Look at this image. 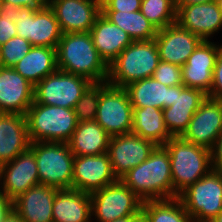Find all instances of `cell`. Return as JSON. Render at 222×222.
<instances>
[{"label": "cell", "instance_id": "obj_32", "mask_svg": "<svg viewBox=\"0 0 222 222\" xmlns=\"http://www.w3.org/2000/svg\"><path fill=\"white\" fill-rule=\"evenodd\" d=\"M107 83V81L92 83L77 101L74 106V113L78 122L95 121L100 99V90Z\"/></svg>", "mask_w": 222, "mask_h": 222}, {"label": "cell", "instance_id": "obj_41", "mask_svg": "<svg viewBox=\"0 0 222 222\" xmlns=\"http://www.w3.org/2000/svg\"><path fill=\"white\" fill-rule=\"evenodd\" d=\"M2 3H11L19 8L30 7L34 9H39L46 4L43 0H2Z\"/></svg>", "mask_w": 222, "mask_h": 222}, {"label": "cell", "instance_id": "obj_4", "mask_svg": "<svg viewBox=\"0 0 222 222\" xmlns=\"http://www.w3.org/2000/svg\"><path fill=\"white\" fill-rule=\"evenodd\" d=\"M160 62L157 44L154 39L133 41L108 66L107 82L116 87L153 77Z\"/></svg>", "mask_w": 222, "mask_h": 222}, {"label": "cell", "instance_id": "obj_10", "mask_svg": "<svg viewBox=\"0 0 222 222\" xmlns=\"http://www.w3.org/2000/svg\"><path fill=\"white\" fill-rule=\"evenodd\" d=\"M17 36L32 46L56 48L62 31L53 9L46 3L39 9L21 7L15 18Z\"/></svg>", "mask_w": 222, "mask_h": 222}, {"label": "cell", "instance_id": "obj_11", "mask_svg": "<svg viewBox=\"0 0 222 222\" xmlns=\"http://www.w3.org/2000/svg\"><path fill=\"white\" fill-rule=\"evenodd\" d=\"M95 121L110 135L130 133L133 125V107L127 91L107 83L100 90Z\"/></svg>", "mask_w": 222, "mask_h": 222}, {"label": "cell", "instance_id": "obj_9", "mask_svg": "<svg viewBox=\"0 0 222 222\" xmlns=\"http://www.w3.org/2000/svg\"><path fill=\"white\" fill-rule=\"evenodd\" d=\"M92 83L83 76L57 69L34 86V101L74 109L77 101Z\"/></svg>", "mask_w": 222, "mask_h": 222}, {"label": "cell", "instance_id": "obj_36", "mask_svg": "<svg viewBox=\"0 0 222 222\" xmlns=\"http://www.w3.org/2000/svg\"><path fill=\"white\" fill-rule=\"evenodd\" d=\"M19 7L11 3H2L0 11V45L17 36L15 18Z\"/></svg>", "mask_w": 222, "mask_h": 222}, {"label": "cell", "instance_id": "obj_17", "mask_svg": "<svg viewBox=\"0 0 222 222\" xmlns=\"http://www.w3.org/2000/svg\"><path fill=\"white\" fill-rule=\"evenodd\" d=\"M222 47L218 43L202 41L187 62L181 67L182 83L185 87L201 90L207 96L211 91L213 71Z\"/></svg>", "mask_w": 222, "mask_h": 222}, {"label": "cell", "instance_id": "obj_2", "mask_svg": "<svg viewBox=\"0 0 222 222\" xmlns=\"http://www.w3.org/2000/svg\"><path fill=\"white\" fill-rule=\"evenodd\" d=\"M120 180L143 202L173 198L170 155L157 145L149 157L133 167Z\"/></svg>", "mask_w": 222, "mask_h": 222}, {"label": "cell", "instance_id": "obj_25", "mask_svg": "<svg viewBox=\"0 0 222 222\" xmlns=\"http://www.w3.org/2000/svg\"><path fill=\"white\" fill-rule=\"evenodd\" d=\"M124 88L133 108L151 106L163 110L170 107L175 99L176 86L168 87L153 77L132 82Z\"/></svg>", "mask_w": 222, "mask_h": 222}, {"label": "cell", "instance_id": "obj_45", "mask_svg": "<svg viewBox=\"0 0 222 222\" xmlns=\"http://www.w3.org/2000/svg\"><path fill=\"white\" fill-rule=\"evenodd\" d=\"M142 219V216H128L123 218H118L109 222H139Z\"/></svg>", "mask_w": 222, "mask_h": 222}, {"label": "cell", "instance_id": "obj_26", "mask_svg": "<svg viewBox=\"0 0 222 222\" xmlns=\"http://www.w3.org/2000/svg\"><path fill=\"white\" fill-rule=\"evenodd\" d=\"M110 135L96 122H78L68 141L74 156L99 155L108 152Z\"/></svg>", "mask_w": 222, "mask_h": 222}, {"label": "cell", "instance_id": "obj_12", "mask_svg": "<svg viewBox=\"0 0 222 222\" xmlns=\"http://www.w3.org/2000/svg\"><path fill=\"white\" fill-rule=\"evenodd\" d=\"M156 146L153 141L141 138L133 132L111 136L107 153L117 179L145 161Z\"/></svg>", "mask_w": 222, "mask_h": 222}, {"label": "cell", "instance_id": "obj_31", "mask_svg": "<svg viewBox=\"0 0 222 222\" xmlns=\"http://www.w3.org/2000/svg\"><path fill=\"white\" fill-rule=\"evenodd\" d=\"M140 11L157 30L172 25L177 20L174 0H142Z\"/></svg>", "mask_w": 222, "mask_h": 222}, {"label": "cell", "instance_id": "obj_19", "mask_svg": "<svg viewBox=\"0 0 222 222\" xmlns=\"http://www.w3.org/2000/svg\"><path fill=\"white\" fill-rule=\"evenodd\" d=\"M176 22L203 41L222 29V7L219 0L183 6L177 11Z\"/></svg>", "mask_w": 222, "mask_h": 222}, {"label": "cell", "instance_id": "obj_22", "mask_svg": "<svg viewBox=\"0 0 222 222\" xmlns=\"http://www.w3.org/2000/svg\"><path fill=\"white\" fill-rule=\"evenodd\" d=\"M29 145L26 115L0 113V165L12 161Z\"/></svg>", "mask_w": 222, "mask_h": 222}, {"label": "cell", "instance_id": "obj_7", "mask_svg": "<svg viewBox=\"0 0 222 222\" xmlns=\"http://www.w3.org/2000/svg\"><path fill=\"white\" fill-rule=\"evenodd\" d=\"M178 198L194 222H212L222 211V172L211 170Z\"/></svg>", "mask_w": 222, "mask_h": 222}, {"label": "cell", "instance_id": "obj_21", "mask_svg": "<svg viewBox=\"0 0 222 222\" xmlns=\"http://www.w3.org/2000/svg\"><path fill=\"white\" fill-rule=\"evenodd\" d=\"M58 189L38 184L11 202L24 222H53L52 207Z\"/></svg>", "mask_w": 222, "mask_h": 222}, {"label": "cell", "instance_id": "obj_30", "mask_svg": "<svg viewBox=\"0 0 222 222\" xmlns=\"http://www.w3.org/2000/svg\"><path fill=\"white\" fill-rule=\"evenodd\" d=\"M141 215L145 222H194L178 197L144 201Z\"/></svg>", "mask_w": 222, "mask_h": 222}, {"label": "cell", "instance_id": "obj_16", "mask_svg": "<svg viewBox=\"0 0 222 222\" xmlns=\"http://www.w3.org/2000/svg\"><path fill=\"white\" fill-rule=\"evenodd\" d=\"M62 33L90 32L102 13L100 0H50Z\"/></svg>", "mask_w": 222, "mask_h": 222}, {"label": "cell", "instance_id": "obj_14", "mask_svg": "<svg viewBox=\"0 0 222 222\" xmlns=\"http://www.w3.org/2000/svg\"><path fill=\"white\" fill-rule=\"evenodd\" d=\"M117 180L108 153L74 157L72 189L92 194Z\"/></svg>", "mask_w": 222, "mask_h": 222}, {"label": "cell", "instance_id": "obj_23", "mask_svg": "<svg viewBox=\"0 0 222 222\" xmlns=\"http://www.w3.org/2000/svg\"><path fill=\"white\" fill-rule=\"evenodd\" d=\"M99 56L109 66L133 40L120 27L108 20L102 13L90 30Z\"/></svg>", "mask_w": 222, "mask_h": 222}, {"label": "cell", "instance_id": "obj_8", "mask_svg": "<svg viewBox=\"0 0 222 222\" xmlns=\"http://www.w3.org/2000/svg\"><path fill=\"white\" fill-rule=\"evenodd\" d=\"M90 196L92 220H97L96 222H109L128 216H142L143 201L120 179L93 192Z\"/></svg>", "mask_w": 222, "mask_h": 222}, {"label": "cell", "instance_id": "obj_28", "mask_svg": "<svg viewBox=\"0 0 222 222\" xmlns=\"http://www.w3.org/2000/svg\"><path fill=\"white\" fill-rule=\"evenodd\" d=\"M131 132L156 145H164L172 137L165 126L163 110L151 106L133 108Z\"/></svg>", "mask_w": 222, "mask_h": 222}, {"label": "cell", "instance_id": "obj_15", "mask_svg": "<svg viewBox=\"0 0 222 222\" xmlns=\"http://www.w3.org/2000/svg\"><path fill=\"white\" fill-rule=\"evenodd\" d=\"M222 132V101L206 97L181 136L184 140L211 149Z\"/></svg>", "mask_w": 222, "mask_h": 222}, {"label": "cell", "instance_id": "obj_37", "mask_svg": "<svg viewBox=\"0 0 222 222\" xmlns=\"http://www.w3.org/2000/svg\"><path fill=\"white\" fill-rule=\"evenodd\" d=\"M153 78L168 87L183 85L181 67L172 63L160 61Z\"/></svg>", "mask_w": 222, "mask_h": 222}, {"label": "cell", "instance_id": "obj_27", "mask_svg": "<svg viewBox=\"0 0 222 222\" xmlns=\"http://www.w3.org/2000/svg\"><path fill=\"white\" fill-rule=\"evenodd\" d=\"M12 68L35 86L58 69L56 48L32 46L30 51Z\"/></svg>", "mask_w": 222, "mask_h": 222}, {"label": "cell", "instance_id": "obj_46", "mask_svg": "<svg viewBox=\"0 0 222 222\" xmlns=\"http://www.w3.org/2000/svg\"><path fill=\"white\" fill-rule=\"evenodd\" d=\"M212 222H222V211L212 220Z\"/></svg>", "mask_w": 222, "mask_h": 222}, {"label": "cell", "instance_id": "obj_20", "mask_svg": "<svg viewBox=\"0 0 222 222\" xmlns=\"http://www.w3.org/2000/svg\"><path fill=\"white\" fill-rule=\"evenodd\" d=\"M34 86L11 67L0 66V113L26 115Z\"/></svg>", "mask_w": 222, "mask_h": 222}, {"label": "cell", "instance_id": "obj_34", "mask_svg": "<svg viewBox=\"0 0 222 222\" xmlns=\"http://www.w3.org/2000/svg\"><path fill=\"white\" fill-rule=\"evenodd\" d=\"M32 48L30 42L23 37L15 36L1 45L0 66L14 67Z\"/></svg>", "mask_w": 222, "mask_h": 222}, {"label": "cell", "instance_id": "obj_35", "mask_svg": "<svg viewBox=\"0 0 222 222\" xmlns=\"http://www.w3.org/2000/svg\"><path fill=\"white\" fill-rule=\"evenodd\" d=\"M207 97L201 90L177 85L175 99L170 107L181 109H198Z\"/></svg>", "mask_w": 222, "mask_h": 222}, {"label": "cell", "instance_id": "obj_18", "mask_svg": "<svg viewBox=\"0 0 222 222\" xmlns=\"http://www.w3.org/2000/svg\"><path fill=\"white\" fill-rule=\"evenodd\" d=\"M160 61L182 67L188 57L203 41L200 37L182 28L177 22L159 29L155 37Z\"/></svg>", "mask_w": 222, "mask_h": 222}, {"label": "cell", "instance_id": "obj_39", "mask_svg": "<svg viewBox=\"0 0 222 222\" xmlns=\"http://www.w3.org/2000/svg\"><path fill=\"white\" fill-rule=\"evenodd\" d=\"M208 97L222 101V47L216 59L211 91Z\"/></svg>", "mask_w": 222, "mask_h": 222}, {"label": "cell", "instance_id": "obj_24", "mask_svg": "<svg viewBox=\"0 0 222 222\" xmlns=\"http://www.w3.org/2000/svg\"><path fill=\"white\" fill-rule=\"evenodd\" d=\"M53 222H92L91 196L76 189L56 191Z\"/></svg>", "mask_w": 222, "mask_h": 222}, {"label": "cell", "instance_id": "obj_43", "mask_svg": "<svg viewBox=\"0 0 222 222\" xmlns=\"http://www.w3.org/2000/svg\"><path fill=\"white\" fill-rule=\"evenodd\" d=\"M216 0H174L176 11H178L183 6H189L193 4H201L213 2Z\"/></svg>", "mask_w": 222, "mask_h": 222}, {"label": "cell", "instance_id": "obj_42", "mask_svg": "<svg viewBox=\"0 0 222 222\" xmlns=\"http://www.w3.org/2000/svg\"><path fill=\"white\" fill-rule=\"evenodd\" d=\"M0 222H24L20 215L12 209V207L6 212Z\"/></svg>", "mask_w": 222, "mask_h": 222}, {"label": "cell", "instance_id": "obj_44", "mask_svg": "<svg viewBox=\"0 0 222 222\" xmlns=\"http://www.w3.org/2000/svg\"><path fill=\"white\" fill-rule=\"evenodd\" d=\"M10 208L11 202L7 201L3 193L0 191V221Z\"/></svg>", "mask_w": 222, "mask_h": 222}, {"label": "cell", "instance_id": "obj_6", "mask_svg": "<svg viewBox=\"0 0 222 222\" xmlns=\"http://www.w3.org/2000/svg\"><path fill=\"white\" fill-rule=\"evenodd\" d=\"M29 149L34 153L39 184L60 189H71L74 154L68 143L32 142Z\"/></svg>", "mask_w": 222, "mask_h": 222}, {"label": "cell", "instance_id": "obj_1", "mask_svg": "<svg viewBox=\"0 0 222 222\" xmlns=\"http://www.w3.org/2000/svg\"><path fill=\"white\" fill-rule=\"evenodd\" d=\"M57 68L93 83L107 81L108 65L99 56L90 32L62 33L56 47Z\"/></svg>", "mask_w": 222, "mask_h": 222}, {"label": "cell", "instance_id": "obj_40", "mask_svg": "<svg viewBox=\"0 0 222 222\" xmlns=\"http://www.w3.org/2000/svg\"><path fill=\"white\" fill-rule=\"evenodd\" d=\"M211 151L212 170L222 172V132L214 143Z\"/></svg>", "mask_w": 222, "mask_h": 222}, {"label": "cell", "instance_id": "obj_3", "mask_svg": "<svg viewBox=\"0 0 222 222\" xmlns=\"http://www.w3.org/2000/svg\"><path fill=\"white\" fill-rule=\"evenodd\" d=\"M170 155L173 198L212 170L210 149L171 137L164 145Z\"/></svg>", "mask_w": 222, "mask_h": 222}, {"label": "cell", "instance_id": "obj_33", "mask_svg": "<svg viewBox=\"0 0 222 222\" xmlns=\"http://www.w3.org/2000/svg\"><path fill=\"white\" fill-rule=\"evenodd\" d=\"M197 109L167 107L163 109L165 126L172 137H181Z\"/></svg>", "mask_w": 222, "mask_h": 222}, {"label": "cell", "instance_id": "obj_47", "mask_svg": "<svg viewBox=\"0 0 222 222\" xmlns=\"http://www.w3.org/2000/svg\"><path fill=\"white\" fill-rule=\"evenodd\" d=\"M1 8H2V0H0V11H1Z\"/></svg>", "mask_w": 222, "mask_h": 222}, {"label": "cell", "instance_id": "obj_29", "mask_svg": "<svg viewBox=\"0 0 222 222\" xmlns=\"http://www.w3.org/2000/svg\"><path fill=\"white\" fill-rule=\"evenodd\" d=\"M102 14L124 30L133 41L152 40L157 35L158 30L140 10L136 12L102 11Z\"/></svg>", "mask_w": 222, "mask_h": 222}, {"label": "cell", "instance_id": "obj_5", "mask_svg": "<svg viewBox=\"0 0 222 222\" xmlns=\"http://www.w3.org/2000/svg\"><path fill=\"white\" fill-rule=\"evenodd\" d=\"M30 143L39 141L68 143L77 126L74 109L33 101L26 113Z\"/></svg>", "mask_w": 222, "mask_h": 222}, {"label": "cell", "instance_id": "obj_38", "mask_svg": "<svg viewBox=\"0 0 222 222\" xmlns=\"http://www.w3.org/2000/svg\"><path fill=\"white\" fill-rule=\"evenodd\" d=\"M142 0H103L102 11L136 12L140 10Z\"/></svg>", "mask_w": 222, "mask_h": 222}, {"label": "cell", "instance_id": "obj_13", "mask_svg": "<svg viewBox=\"0 0 222 222\" xmlns=\"http://www.w3.org/2000/svg\"><path fill=\"white\" fill-rule=\"evenodd\" d=\"M39 184L34 153L28 148L12 161L1 165L0 191L12 202L29 188Z\"/></svg>", "mask_w": 222, "mask_h": 222}]
</instances>
